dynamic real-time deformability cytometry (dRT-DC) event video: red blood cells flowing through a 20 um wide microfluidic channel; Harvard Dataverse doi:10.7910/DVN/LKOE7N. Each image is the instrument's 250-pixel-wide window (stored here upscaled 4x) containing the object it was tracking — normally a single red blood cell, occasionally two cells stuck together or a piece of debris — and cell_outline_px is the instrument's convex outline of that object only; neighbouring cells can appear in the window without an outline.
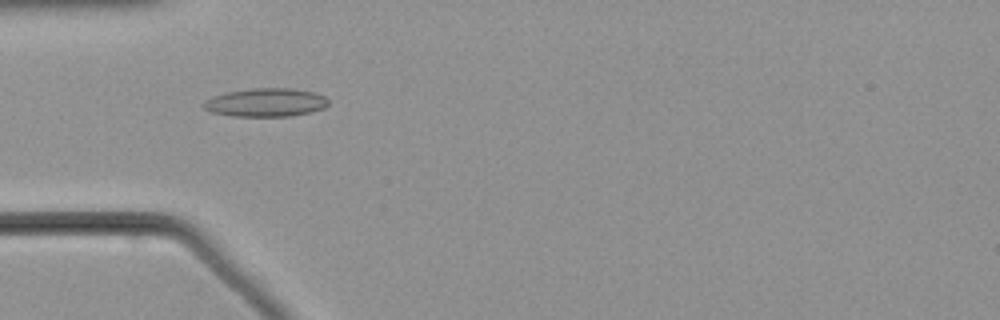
{"species": "common noctule bat (a hibernating species)", "species_latin": "Nyctalus noctula", "temperature_condition": "warm", "stored_images_in_passage": 54, "camera_frame_rate_fps": 3000, "um_per_image_px": 0.085, "animal": {"sex": "male", "body_mass_g": 21.5, "forearm_length_mm": 52.0}, "frame": {"image": 1, "passage_image": 17, "time_ms": 5.333, "image_size_px": [1000, 320], "cell_outline_px": [[328, 104], [324, 108], [292, 116], [232, 116], [212, 112], [204, 108], [204, 104], [208, 100], [216, 96], [228, 92], [252, 88], [292, 88], [312, 92], [324, 96], [328, 100]], "centroid_in_image_um": [22.64, 8.71], "position_along_channel_um": 62.4, "area_um2": 20.29}}
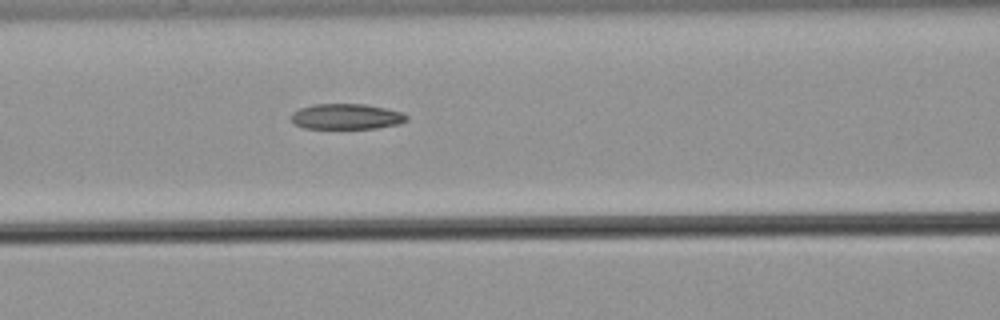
{"frame": {"image": 2, "passage_image": 23, "time_ms": 7.333, "image_size_px": [1000, 320], "cell_outline_px": [[408, 120], [400, 124], [376, 128], [304, 128], [296, 124], [292, 120], [292, 112], [300, 108], [312, 104], [364, 104], [404, 112], [408, 116]], "centroid_in_image_um": [29.48, 9.9], "position_along_channel_um": 137.1, "area_um2": 17.17}}
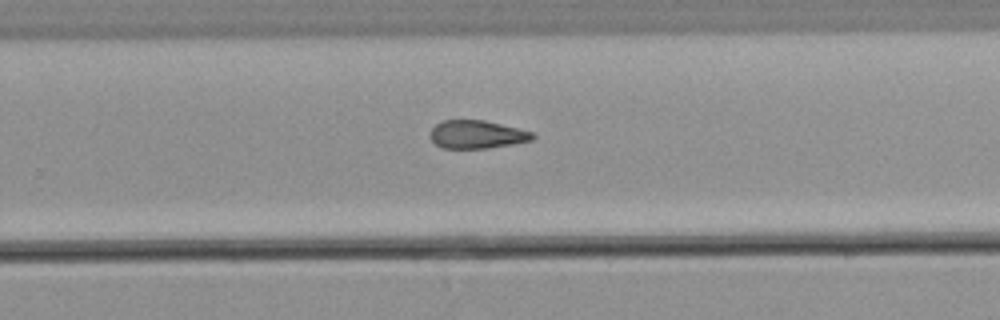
{"frame": {"image": 3, "passage_image": 35, "time_ms": 11.333, "image_size_px": [1000, 320], "cell_outline_px": [[536, 136], [532, 140], [512, 144], [488, 148], [444, 148], [436, 144], [432, 140], [432, 128], [436, 124], [444, 120], [484, 120], [532, 132]], "centroid_in_image_um": [40.55, 11.43], "position_along_channel_um": 289.2, "area_um2": 16.47}}